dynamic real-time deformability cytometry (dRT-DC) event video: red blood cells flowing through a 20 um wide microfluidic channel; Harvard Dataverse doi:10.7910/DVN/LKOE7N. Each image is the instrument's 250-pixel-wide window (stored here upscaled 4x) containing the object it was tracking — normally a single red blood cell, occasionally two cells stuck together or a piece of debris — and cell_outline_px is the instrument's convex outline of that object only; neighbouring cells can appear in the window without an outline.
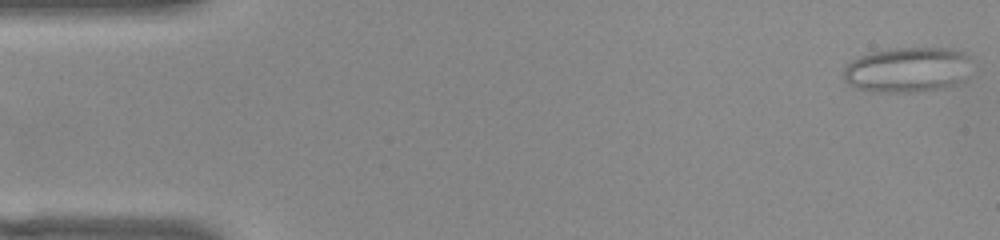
{"species": "common noctule bat (a hibernating species)", "species_latin": "Nyctalus noctula", "temperature_condition": "warm", "stored_images_in_passage": 7, "camera_frame_rate_fps": 3000, "um_per_image_px": 0.085, "animal": {"sex": "female", "body_mass_g": 22.0, "forearm_length_mm": 56.7}, "frame": {"image": 1, "passage_image": 1, "time_ms": 0.0, "image_size_px": [1000, 240], "cell_outline_px": [[968, 56], [964, 80], [960, 84], [940, 88], [916, 92], [868, 92], [856, 88], [848, 84], [844, 80], [844, 64], [868, 52], [888, 48], [952, 48], [964, 52]], "centroid_in_image_um": [77.06, 5.93], "position_along_channel_um": 7.9, "area_um2": 34.04}}